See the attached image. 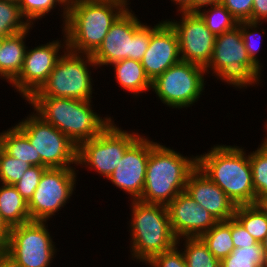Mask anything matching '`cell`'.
<instances>
[{"label":"cell","mask_w":267,"mask_h":267,"mask_svg":"<svg viewBox=\"0 0 267 267\" xmlns=\"http://www.w3.org/2000/svg\"><path fill=\"white\" fill-rule=\"evenodd\" d=\"M49 221H30L10 228L5 251L23 267H51L57 249Z\"/></svg>","instance_id":"12"},{"label":"cell","mask_w":267,"mask_h":267,"mask_svg":"<svg viewBox=\"0 0 267 267\" xmlns=\"http://www.w3.org/2000/svg\"><path fill=\"white\" fill-rule=\"evenodd\" d=\"M205 72L240 90L263 82V71L248 56L238 26L215 37L213 55Z\"/></svg>","instance_id":"6"},{"label":"cell","mask_w":267,"mask_h":267,"mask_svg":"<svg viewBox=\"0 0 267 267\" xmlns=\"http://www.w3.org/2000/svg\"><path fill=\"white\" fill-rule=\"evenodd\" d=\"M36 150V166L77 168L78 147L34 111L15 124ZM75 167H74V166Z\"/></svg>","instance_id":"9"},{"label":"cell","mask_w":267,"mask_h":267,"mask_svg":"<svg viewBox=\"0 0 267 267\" xmlns=\"http://www.w3.org/2000/svg\"><path fill=\"white\" fill-rule=\"evenodd\" d=\"M231 237L234 248L252 246L257 243L253 236L244 228V226L235 218H231Z\"/></svg>","instance_id":"37"},{"label":"cell","mask_w":267,"mask_h":267,"mask_svg":"<svg viewBox=\"0 0 267 267\" xmlns=\"http://www.w3.org/2000/svg\"><path fill=\"white\" fill-rule=\"evenodd\" d=\"M262 246H263L265 255H266V257H267V235L265 236V239H264L263 242H262Z\"/></svg>","instance_id":"44"},{"label":"cell","mask_w":267,"mask_h":267,"mask_svg":"<svg viewBox=\"0 0 267 267\" xmlns=\"http://www.w3.org/2000/svg\"><path fill=\"white\" fill-rule=\"evenodd\" d=\"M173 5L177 6L178 12H191V0H170Z\"/></svg>","instance_id":"42"},{"label":"cell","mask_w":267,"mask_h":267,"mask_svg":"<svg viewBox=\"0 0 267 267\" xmlns=\"http://www.w3.org/2000/svg\"><path fill=\"white\" fill-rule=\"evenodd\" d=\"M0 215L10 228L31 221L28 202L14 185H0Z\"/></svg>","instance_id":"22"},{"label":"cell","mask_w":267,"mask_h":267,"mask_svg":"<svg viewBox=\"0 0 267 267\" xmlns=\"http://www.w3.org/2000/svg\"><path fill=\"white\" fill-rule=\"evenodd\" d=\"M176 246L181 247L179 249L184 255L187 267H220V260L209 251L200 237L178 239Z\"/></svg>","instance_id":"25"},{"label":"cell","mask_w":267,"mask_h":267,"mask_svg":"<svg viewBox=\"0 0 267 267\" xmlns=\"http://www.w3.org/2000/svg\"><path fill=\"white\" fill-rule=\"evenodd\" d=\"M33 27L35 26H30L19 34L4 38L0 50V78L9 84L22 70L28 47L25 43L26 37H29L30 29L32 31Z\"/></svg>","instance_id":"20"},{"label":"cell","mask_w":267,"mask_h":267,"mask_svg":"<svg viewBox=\"0 0 267 267\" xmlns=\"http://www.w3.org/2000/svg\"><path fill=\"white\" fill-rule=\"evenodd\" d=\"M46 169L47 167L45 166H30L21 179L14 184V187L27 202L32 198L40 178Z\"/></svg>","instance_id":"34"},{"label":"cell","mask_w":267,"mask_h":267,"mask_svg":"<svg viewBox=\"0 0 267 267\" xmlns=\"http://www.w3.org/2000/svg\"><path fill=\"white\" fill-rule=\"evenodd\" d=\"M222 0H191V12H198L200 9L213 4L221 3Z\"/></svg>","instance_id":"41"},{"label":"cell","mask_w":267,"mask_h":267,"mask_svg":"<svg viewBox=\"0 0 267 267\" xmlns=\"http://www.w3.org/2000/svg\"><path fill=\"white\" fill-rule=\"evenodd\" d=\"M180 18L166 19L176 32L181 61L206 68L212 58L215 35L197 12H178Z\"/></svg>","instance_id":"15"},{"label":"cell","mask_w":267,"mask_h":267,"mask_svg":"<svg viewBox=\"0 0 267 267\" xmlns=\"http://www.w3.org/2000/svg\"><path fill=\"white\" fill-rule=\"evenodd\" d=\"M244 147L216 144L197 155V167L239 205L255 204L252 170Z\"/></svg>","instance_id":"2"},{"label":"cell","mask_w":267,"mask_h":267,"mask_svg":"<svg viewBox=\"0 0 267 267\" xmlns=\"http://www.w3.org/2000/svg\"><path fill=\"white\" fill-rule=\"evenodd\" d=\"M19 8L24 19L29 23L30 26H34L36 21L45 18L49 15L57 6L59 11L61 9V24L62 28L66 22L68 3L65 0H19ZM52 10V11H51ZM63 25V26H62Z\"/></svg>","instance_id":"26"},{"label":"cell","mask_w":267,"mask_h":267,"mask_svg":"<svg viewBox=\"0 0 267 267\" xmlns=\"http://www.w3.org/2000/svg\"><path fill=\"white\" fill-rule=\"evenodd\" d=\"M264 124H265L264 129H265L266 135L263 139L267 141V120H266V122H264Z\"/></svg>","instance_id":"45"},{"label":"cell","mask_w":267,"mask_h":267,"mask_svg":"<svg viewBox=\"0 0 267 267\" xmlns=\"http://www.w3.org/2000/svg\"><path fill=\"white\" fill-rule=\"evenodd\" d=\"M255 205L267 216V195H260L256 199Z\"/></svg>","instance_id":"43"},{"label":"cell","mask_w":267,"mask_h":267,"mask_svg":"<svg viewBox=\"0 0 267 267\" xmlns=\"http://www.w3.org/2000/svg\"><path fill=\"white\" fill-rule=\"evenodd\" d=\"M61 33L63 35L62 40L57 38V40L39 44L31 49L27 47L22 70L10 83L12 88H15L14 91L16 90L23 100H28L42 87L60 56L67 49L65 33L63 30Z\"/></svg>","instance_id":"14"},{"label":"cell","mask_w":267,"mask_h":267,"mask_svg":"<svg viewBox=\"0 0 267 267\" xmlns=\"http://www.w3.org/2000/svg\"><path fill=\"white\" fill-rule=\"evenodd\" d=\"M237 26L240 28L248 56L250 57L251 61L262 71L263 65L260 63L261 61L258 59L259 56L257 54L261 48V42L259 41L260 38L263 37L261 35L266 33L264 28H262L263 30H260L262 23L241 21ZM258 29L260 32L262 31V33H259Z\"/></svg>","instance_id":"32"},{"label":"cell","mask_w":267,"mask_h":267,"mask_svg":"<svg viewBox=\"0 0 267 267\" xmlns=\"http://www.w3.org/2000/svg\"><path fill=\"white\" fill-rule=\"evenodd\" d=\"M98 69L90 54L66 49L47 81L31 97H61L93 101L94 82L91 68Z\"/></svg>","instance_id":"8"},{"label":"cell","mask_w":267,"mask_h":267,"mask_svg":"<svg viewBox=\"0 0 267 267\" xmlns=\"http://www.w3.org/2000/svg\"><path fill=\"white\" fill-rule=\"evenodd\" d=\"M166 207L170 226L177 240L201 237L218 222L186 191L180 192Z\"/></svg>","instance_id":"17"},{"label":"cell","mask_w":267,"mask_h":267,"mask_svg":"<svg viewBox=\"0 0 267 267\" xmlns=\"http://www.w3.org/2000/svg\"><path fill=\"white\" fill-rule=\"evenodd\" d=\"M129 221L130 256L133 261L148 263L154 256L176 246L165 205L131 200Z\"/></svg>","instance_id":"5"},{"label":"cell","mask_w":267,"mask_h":267,"mask_svg":"<svg viewBox=\"0 0 267 267\" xmlns=\"http://www.w3.org/2000/svg\"><path fill=\"white\" fill-rule=\"evenodd\" d=\"M31 165L8 155L0 147V184H16Z\"/></svg>","instance_id":"33"},{"label":"cell","mask_w":267,"mask_h":267,"mask_svg":"<svg viewBox=\"0 0 267 267\" xmlns=\"http://www.w3.org/2000/svg\"><path fill=\"white\" fill-rule=\"evenodd\" d=\"M252 22H267V0H253Z\"/></svg>","instance_id":"38"},{"label":"cell","mask_w":267,"mask_h":267,"mask_svg":"<svg viewBox=\"0 0 267 267\" xmlns=\"http://www.w3.org/2000/svg\"><path fill=\"white\" fill-rule=\"evenodd\" d=\"M151 151V139L141 135L125 152L114 172L108 177L110 183L128 194L130 200L141 198L146 168Z\"/></svg>","instance_id":"16"},{"label":"cell","mask_w":267,"mask_h":267,"mask_svg":"<svg viewBox=\"0 0 267 267\" xmlns=\"http://www.w3.org/2000/svg\"><path fill=\"white\" fill-rule=\"evenodd\" d=\"M76 168H47L28 202L31 221H50L69 203L76 190Z\"/></svg>","instance_id":"13"},{"label":"cell","mask_w":267,"mask_h":267,"mask_svg":"<svg viewBox=\"0 0 267 267\" xmlns=\"http://www.w3.org/2000/svg\"><path fill=\"white\" fill-rule=\"evenodd\" d=\"M221 3L239 22H252L253 0H222Z\"/></svg>","instance_id":"36"},{"label":"cell","mask_w":267,"mask_h":267,"mask_svg":"<svg viewBox=\"0 0 267 267\" xmlns=\"http://www.w3.org/2000/svg\"><path fill=\"white\" fill-rule=\"evenodd\" d=\"M30 27L20 12L19 3L0 0V35L8 37L19 34Z\"/></svg>","instance_id":"30"},{"label":"cell","mask_w":267,"mask_h":267,"mask_svg":"<svg viewBox=\"0 0 267 267\" xmlns=\"http://www.w3.org/2000/svg\"><path fill=\"white\" fill-rule=\"evenodd\" d=\"M144 265L148 267H187L184 255L177 246L169 251L157 254Z\"/></svg>","instance_id":"35"},{"label":"cell","mask_w":267,"mask_h":267,"mask_svg":"<svg viewBox=\"0 0 267 267\" xmlns=\"http://www.w3.org/2000/svg\"><path fill=\"white\" fill-rule=\"evenodd\" d=\"M234 217L258 243L263 242L267 235V216L255 204L237 206Z\"/></svg>","instance_id":"29"},{"label":"cell","mask_w":267,"mask_h":267,"mask_svg":"<svg viewBox=\"0 0 267 267\" xmlns=\"http://www.w3.org/2000/svg\"><path fill=\"white\" fill-rule=\"evenodd\" d=\"M150 25V43L141 64L151 81L169 67L181 61L178 38L173 27L164 19Z\"/></svg>","instance_id":"18"},{"label":"cell","mask_w":267,"mask_h":267,"mask_svg":"<svg viewBox=\"0 0 267 267\" xmlns=\"http://www.w3.org/2000/svg\"><path fill=\"white\" fill-rule=\"evenodd\" d=\"M197 13L215 36L234 29L239 23L222 3L203 7Z\"/></svg>","instance_id":"28"},{"label":"cell","mask_w":267,"mask_h":267,"mask_svg":"<svg viewBox=\"0 0 267 267\" xmlns=\"http://www.w3.org/2000/svg\"><path fill=\"white\" fill-rule=\"evenodd\" d=\"M0 267H23L5 250H0Z\"/></svg>","instance_id":"40"},{"label":"cell","mask_w":267,"mask_h":267,"mask_svg":"<svg viewBox=\"0 0 267 267\" xmlns=\"http://www.w3.org/2000/svg\"><path fill=\"white\" fill-rule=\"evenodd\" d=\"M26 101L38 116L64 133L77 147L95 138L114 121L110 115L101 117L96 113L93 101L61 97H30Z\"/></svg>","instance_id":"3"},{"label":"cell","mask_w":267,"mask_h":267,"mask_svg":"<svg viewBox=\"0 0 267 267\" xmlns=\"http://www.w3.org/2000/svg\"><path fill=\"white\" fill-rule=\"evenodd\" d=\"M10 235V227L0 215V250H5Z\"/></svg>","instance_id":"39"},{"label":"cell","mask_w":267,"mask_h":267,"mask_svg":"<svg viewBox=\"0 0 267 267\" xmlns=\"http://www.w3.org/2000/svg\"><path fill=\"white\" fill-rule=\"evenodd\" d=\"M68 4L72 1H75V0H65Z\"/></svg>","instance_id":"47"},{"label":"cell","mask_w":267,"mask_h":267,"mask_svg":"<svg viewBox=\"0 0 267 267\" xmlns=\"http://www.w3.org/2000/svg\"><path fill=\"white\" fill-rule=\"evenodd\" d=\"M162 144L151 139L145 184L139 201L167 206L185 191L188 176L197 167V154L183 156Z\"/></svg>","instance_id":"4"},{"label":"cell","mask_w":267,"mask_h":267,"mask_svg":"<svg viewBox=\"0 0 267 267\" xmlns=\"http://www.w3.org/2000/svg\"><path fill=\"white\" fill-rule=\"evenodd\" d=\"M112 66L114 70L115 81L118 83L124 91H128L133 97L138 98L140 94L149 92L152 87V81L146 75L144 67L141 61L133 59H124L117 61L109 67Z\"/></svg>","instance_id":"21"},{"label":"cell","mask_w":267,"mask_h":267,"mask_svg":"<svg viewBox=\"0 0 267 267\" xmlns=\"http://www.w3.org/2000/svg\"><path fill=\"white\" fill-rule=\"evenodd\" d=\"M128 7L112 24L102 44L91 55L97 67L124 59L141 61L150 43V25Z\"/></svg>","instance_id":"7"},{"label":"cell","mask_w":267,"mask_h":267,"mask_svg":"<svg viewBox=\"0 0 267 267\" xmlns=\"http://www.w3.org/2000/svg\"><path fill=\"white\" fill-rule=\"evenodd\" d=\"M0 147L10 156L36 166V150L28 137L16 126L0 132Z\"/></svg>","instance_id":"23"},{"label":"cell","mask_w":267,"mask_h":267,"mask_svg":"<svg viewBox=\"0 0 267 267\" xmlns=\"http://www.w3.org/2000/svg\"><path fill=\"white\" fill-rule=\"evenodd\" d=\"M205 68L180 61L152 81L151 90L166 107L191 108L205 90Z\"/></svg>","instance_id":"11"},{"label":"cell","mask_w":267,"mask_h":267,"mask_svg":"<svg viewBox=\"0 0 267 267\" xmlns=\"http://www.w3.org/2000/svg\"><path fill=\"white\" fill-rule=\"evenodd\" d=\"M200 238L218 260L226 258L234 250L231 237V218L227 221H218Z\"/></svg>","instance_id":"24"},{"label":"cell","mask_w":267,"mask_h":267,"mask_svg":"<svg viewBox=\"0 0 267 267\" xmlns=\"http://www.w3.org/2000/svg\"><path fill=\"white\" fill-rule=\"evenodd\" d=\"M116 125L112 121L95 138L84 141L78 146L77 166L94 170L95 173L108 179L126 150L142 135L138 131L135 133L131 129L128 132Z\"/></svg>","instance_id":"10"},{"label":"cell","mask_w":267,"mask_h":267,"mask_svg":"<svg viewBox=\"0 0 267 267\" xmlns=\"http://www.w3.org/2000/svg\"><path fill=\"white\" fill-rule=\"evenodd\" d=\"M185 191L217 221L234 217L235 203L198 167L189 174Z\"/></svg>","instance_id":"19"},{"label":"cell","mask_w":267,"mask_h":267,"mask_svg":"<svg viewBox=\"0 0 267 267\" xmlns=\"http://www.w3.org/2000/svg\"><path fill=\"white\" fill-rule=\"evenodd\" d=\"M127 0H75L69 3L62 27L67 49L92 55L102 44L110 27L128 8Z\"/></svg>","instance_id":"1"},{"label":"cell","mask_w":267,"mask_h":267,"mask_svg":"<svg viewBox=\"0 0 267 267\" xmlns=\"http://www.w3.org/2000/svg\"><path fill=\"white\" fill-rule=\"evenodd\" d=\"M4 38L5 37H3V36L0 35V50H1V47H2V44H3Z\"/></svg>","instance_id":"46"},{"label":"cell","mask_w":267,"mask_h":267,"mask_svg":"<svg viewBox=\"0 0 267 267\" xmlns=\"http://www.w3.org/2000/svg\"><path fill=\"white\" fill-rule=\"evenodd\" d=\"M262 140L255 151L249 152L256 199L260 195H267V141Z\"/></svg>","instance_id":"31"},{"label":"cell","mask_w":267,"mask_h":267,"mask_svg":"<svg viewBox=\"0 0 267 267\" xmlns=\"http://www.w3.org/2000/svg\"><path fill=\"white\" fill-rule=\"evenodd\" d=\"M220 267H267V257L262 243L252 246L234 248V250L220 261Z\"/></svg>","instance_id":"27"}]
</instances>
